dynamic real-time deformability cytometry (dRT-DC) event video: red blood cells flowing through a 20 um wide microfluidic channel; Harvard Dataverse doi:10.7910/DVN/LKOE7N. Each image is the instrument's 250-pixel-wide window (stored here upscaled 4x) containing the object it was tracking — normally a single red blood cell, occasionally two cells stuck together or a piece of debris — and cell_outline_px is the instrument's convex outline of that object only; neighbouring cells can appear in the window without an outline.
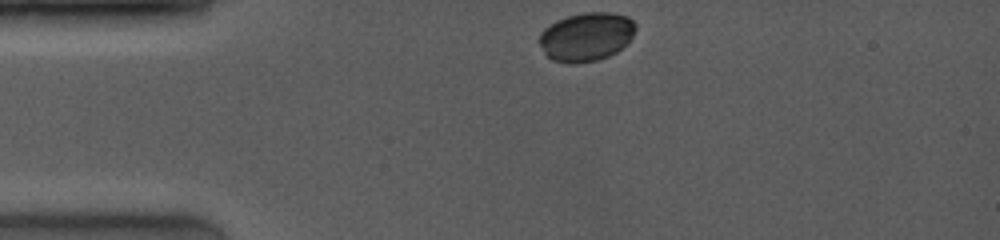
{"species": "common noctule bat (a hibernating species)", "species_latin": "Nyctalus noctula", "temperature_condition": "room temperature", "stored_images_in_passage": 7, "camera_frame_rate_fps": 4000, "um_per_image_px": 0.085, "animal": {"sex": "female", "body_mass_g": 19.0, "forearm_length_mm": 53.3}, "frame": {"image": 1, "passage_image": 1, "time_ms": 0.0, "image_size_px": [1000, 240], "cell_outline_px": [[636, 28], [632, 36], [616, 52], [608, 56], [596, 60], [568, 64], [552, 60], [544, 52], [540, 44], [540, 32], [544, 28], [556, 20], [568, 16], [584, 12], [608, 12], [628, 16], [636, 24]], "centroid_in_image_um": [49.82, 3.11], "position_along_channel_um": 35.2, "area_um2": 27.11}}
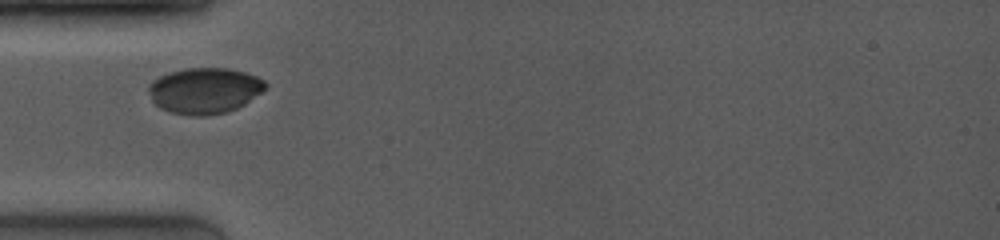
{"frame": {"image": 2, "passage_image": 6, "time_ms": 1.75, "image_size_px": [1000, 240], "cell_outline_px": [[268, 88], [244, 104], [228, 112], [208, 116], [192, 116], [168, 112], [160, 108], [152, 100], [148, 92], [148, 84], [152, 80], [168, 72], [184, 68], [228, 68], [244, 72], [256, 76], [264, 80], [268, 84]], "centroid_in_image_um": [17.38, 7.71], "position_along_channel_um": 67.6, "area_um2": 31.67}}